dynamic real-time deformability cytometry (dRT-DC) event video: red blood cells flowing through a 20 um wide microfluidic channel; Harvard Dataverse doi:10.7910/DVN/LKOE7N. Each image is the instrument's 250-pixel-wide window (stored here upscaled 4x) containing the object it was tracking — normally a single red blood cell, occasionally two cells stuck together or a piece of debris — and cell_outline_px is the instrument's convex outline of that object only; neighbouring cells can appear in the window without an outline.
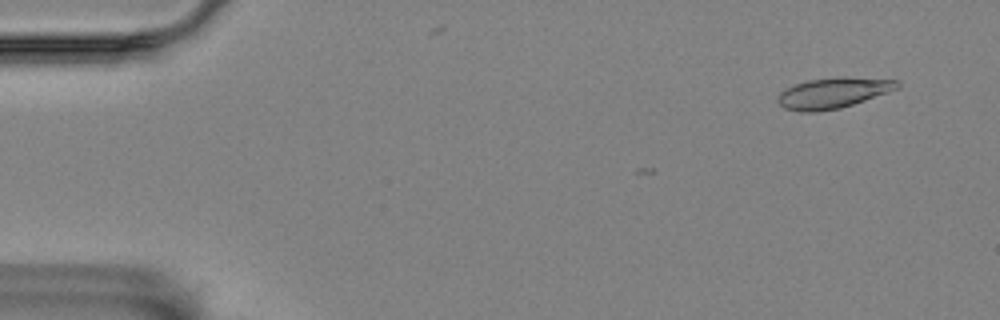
{"species": "Egyptian fruit bat (a non-hibernating species)", "species_latin": "Rousettus aegyptiacus", "temperature_condition": "room temperature", "stored_images_in_passage": 3, "camera_frame_rate_fps": 3000, "um_per_image_px": 0.085, "animal": {"sex": "female"}, "frame": {"image": 1, "passage_image": 1, "time_ms": 0.0, "image_size_px": [1000, 320], "cell_outline_px": [[900, 88], [840, 108], [816, 112], [800, 112], [784, 108], [776, 100], [780, 92], [796, 84], [808, 80], [840, 76], [844, 76], [896, 80], [900, 84]], "centroid_in_image_um": [70.81, 7.89], "position_along_channel_um": 14.2, "area_um2": 21.27}}